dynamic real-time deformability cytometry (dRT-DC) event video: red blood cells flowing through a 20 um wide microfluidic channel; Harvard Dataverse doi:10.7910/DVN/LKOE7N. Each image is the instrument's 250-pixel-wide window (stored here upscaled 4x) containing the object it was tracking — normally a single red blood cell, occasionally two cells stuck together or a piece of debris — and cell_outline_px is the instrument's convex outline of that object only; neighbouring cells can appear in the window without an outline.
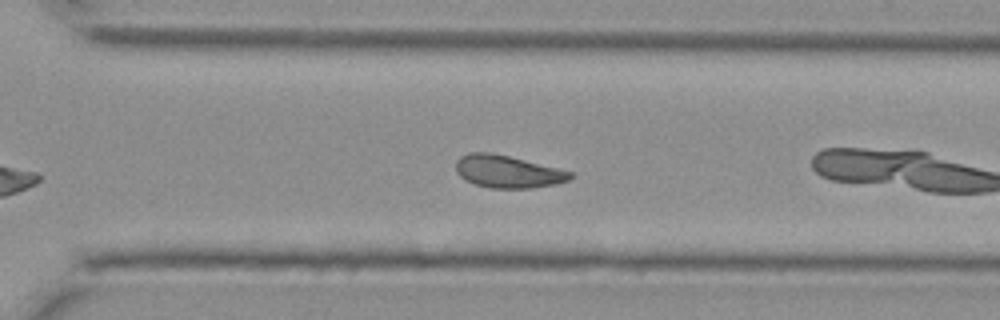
{"species": "Egyptian fruit bat (a non-hibernating species)", "species_latin": "Rousettus aegyptiacus", "temperature_condition": "cold", "stored_images_in_passage": 29, "camera_frame_rate_fps": 3000, "um_per_image_px": 0.085, "animal": {"sex": "female"}, "frame": {"image": 1, "passage_image": 17, "time_ms": 5.333, "image_size_px": [1000, 320], "cell_outline_px": [[572, 176], [568, 180], [556, 184], [528, 188], [488, 188], [464, 180], [456, 172], [456, 160], [460, 156], [468, 152], [488, 152], [508, 156], [572, 172]], "centroid_in_image_um": [43.09, 14.58], "position_along_channel_um": 327.5, "area_um2": 21.44}}